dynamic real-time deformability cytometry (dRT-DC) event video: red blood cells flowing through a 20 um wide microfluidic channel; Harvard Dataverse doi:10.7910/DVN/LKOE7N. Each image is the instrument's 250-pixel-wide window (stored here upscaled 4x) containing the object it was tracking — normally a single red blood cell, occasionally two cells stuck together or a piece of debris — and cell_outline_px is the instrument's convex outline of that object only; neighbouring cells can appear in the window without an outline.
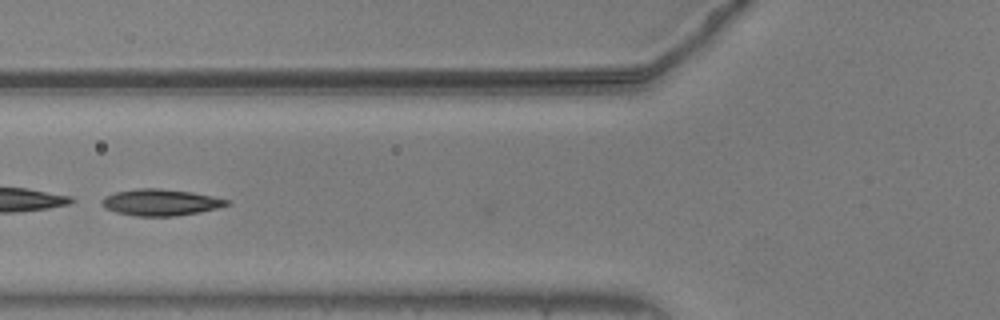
{"species": "common noctule bat (a hibernating species)", "species_latin": "Nyctalus noctula", "temperature_condition": "warm", "stored_images_in_passage": 6, "camera_frame_rate_fps": 3000, "um_per_image_px": 0.085, "animal": {"sex": "male", "body_mass_g": 20.5, "forearm_length_mm": 52.5}, "frame": {"image": 1, "passage_image": 4, "time_ms": 1.0, "image_size_px": [1000, 320], "cell_outline_px": [[232, 204], [200, 212], [176, 216], [136, 216], [116, 212], [104, 208], [100, 204], [100, 200], [104, 196], [116, 192], [140, 188], [160, 188], [192, 192], [232, 200]], "centroid_in_image_um": [13.65, 17.2], "position_along_channel_um": 112.1, "area_um2": 19.48}}